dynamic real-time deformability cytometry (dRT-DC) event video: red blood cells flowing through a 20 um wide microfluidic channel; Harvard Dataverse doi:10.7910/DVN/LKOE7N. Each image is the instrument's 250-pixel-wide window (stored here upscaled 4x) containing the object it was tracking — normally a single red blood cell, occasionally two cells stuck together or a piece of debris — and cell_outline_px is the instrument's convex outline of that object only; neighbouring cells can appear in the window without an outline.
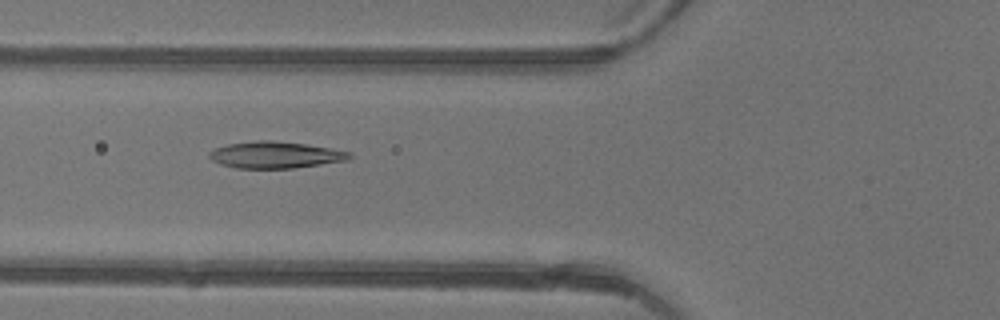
{"species": "common noctule bat (a hibernating species)", "species_latin": "Nyctalus noctula", "temperature_condition": "warm", "stored_images_in_passage": 47, "camera_frame_rate_fps": 3000, "um_per_image_px": 0.085, "animal": {"sex": "female"}, "frame": {"image": 1, "passage_image": 18, "time_ms": 5.667, "image_size_px": [1000, 320], "cell_outline_px": [[352, 156], [348, 160], [292, 168], [236, 168], [220, 164], [212, 160], [208, 156], [208, 152], [212, 148], [228, 144], [256, 140], [272, 140], [304, 144], [352, 152]], "centroid_in_image_um": [23.35, 13.16], "position_along_channel_um": 102.5, "area_um2": 21.73}}
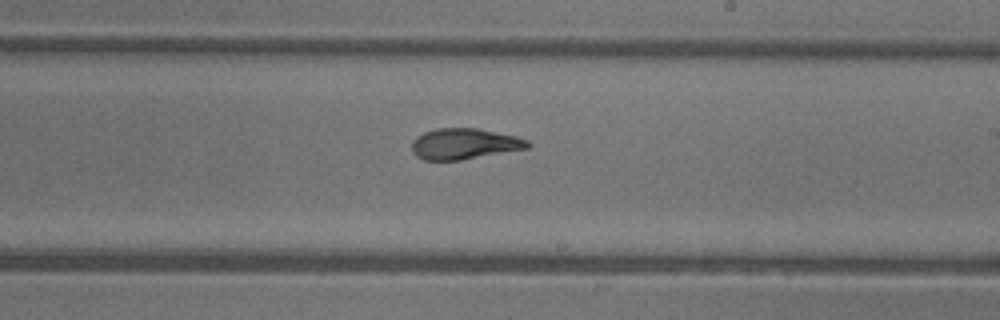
{"frame": {"image": 2, "passage_image": 28, "time_ms": 9.0, "image_size_px": [1000, 320], "cell_outline_px": [[532, 144], [528, 148], [460, 160], [424, 160], [416, 156], [412, 152], [412, 140], [416, 136], [424, 132], [436, 128], [480, 128], [516, 136], [528, 140]], "centroid_in_image_um": [39.46, 12.22], "position_along_channel_um": 249.5, "area_um2": 20.98}}
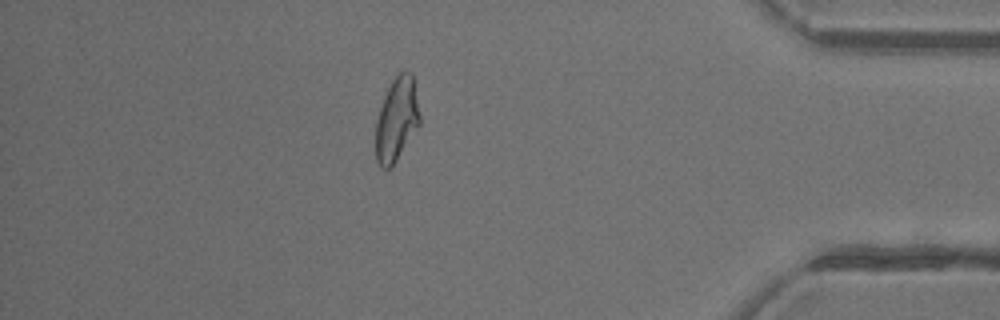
{"frame": {"image": 3, "passage_image": 41, "time_ms": 13.333, "image_size_px": [1000, 320], "cell_outline_px": [[420, 124], [396, 160], [388, 168], [380, 168], [376, 160], [376, 120], [384, 96], [392, 80], [404, 68], [412, 72], [420, 116]], "centroid_in_image_um": [33.72, 10.11], "position_along_channel_um": 401.5, "area_um2": 21.33}, "authors_computed_cell_mechanics": {"area_um2": 21.7328, "velocity_mm_per_s": 4.398, "shape_relaxation_time_tau1_ms": 3.9168, "shape_relaxation_time_tau2_ms": 1.0393, "deformation_change_tau1": 0.1932, "deformation_change_tau2": 0.0864}}